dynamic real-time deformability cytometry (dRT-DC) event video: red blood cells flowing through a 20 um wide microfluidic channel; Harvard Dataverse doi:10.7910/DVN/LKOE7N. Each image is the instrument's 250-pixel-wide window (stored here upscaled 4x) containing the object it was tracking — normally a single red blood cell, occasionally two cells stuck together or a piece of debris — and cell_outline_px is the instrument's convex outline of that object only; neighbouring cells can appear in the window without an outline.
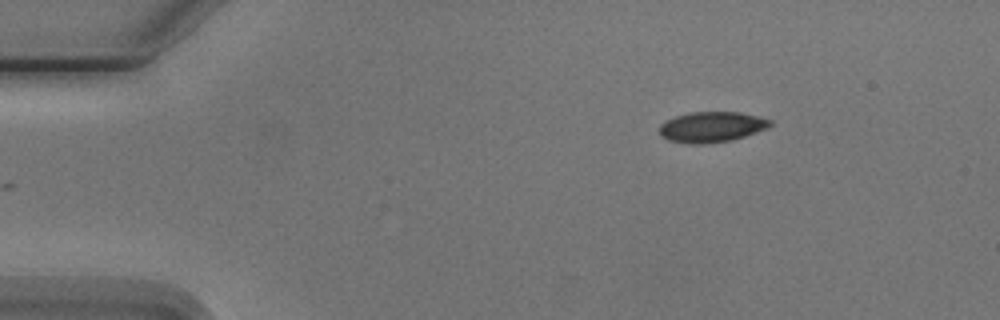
{"species": "Egyptian fruit bat (a non-hibernating species)", "species_latin": "Rousettus aegyptiacus", "temperature_condition": "cold", "stored_images_in_passage": 3, "camera_frame_rate_fps": 3000, "um_per_image_px": 0.085, "animal": {"sex": "male"}, "frame": {"image": 1, "passage_image": 1, "time_ms": 0.0, "image_size_px": [1000, 320], "cell_outline_px": [[772, 124], [768, 128], [732, 140], [704, 144], [688, 144], [668, 140], [660, 136], [660, 124], [676, 116], [688, 112], [740, 112], [772, 120]], "centroid_in_image_um": [60.48, 10.8], "position_along_channel_um": 24.5, "area_um2": 19.71}}